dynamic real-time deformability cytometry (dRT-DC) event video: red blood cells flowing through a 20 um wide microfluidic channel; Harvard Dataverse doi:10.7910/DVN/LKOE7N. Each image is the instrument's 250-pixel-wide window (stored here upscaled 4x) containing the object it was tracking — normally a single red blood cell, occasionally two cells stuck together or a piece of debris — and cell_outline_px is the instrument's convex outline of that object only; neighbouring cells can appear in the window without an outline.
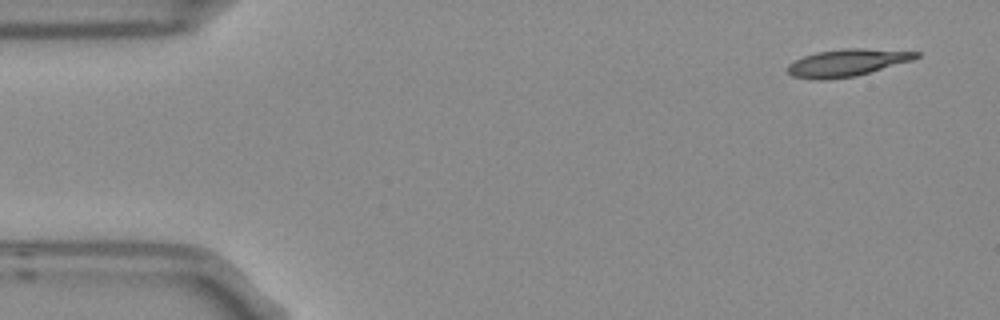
{"species": "Egyptian fruit bat (a non-hibernating species)", "species_latin": "Rousettus aegyptiacus", "temperature_condition": "room temperature", "stored_images_in_passage": 4, "camera_frame_rate_fps": 3000, "um_per_image_px": 0.085, "frame": {"image": 1, "passage_image": 1, "time_ms": 0.0, "image_size_px": [1000, 320], "cell_outline_px": [[920, 56], [912, 60], [856, 76], [824, 80], [816, 80], [792, 76], [784, 68], [788, 64], [804, 56], [816, 52], [844, 48], [864, 48], [920, 52]], "centroid_in_image_um": [71.96, 5.33], "position_along_channel_um": 13.0, "area_um2": 20.4}}
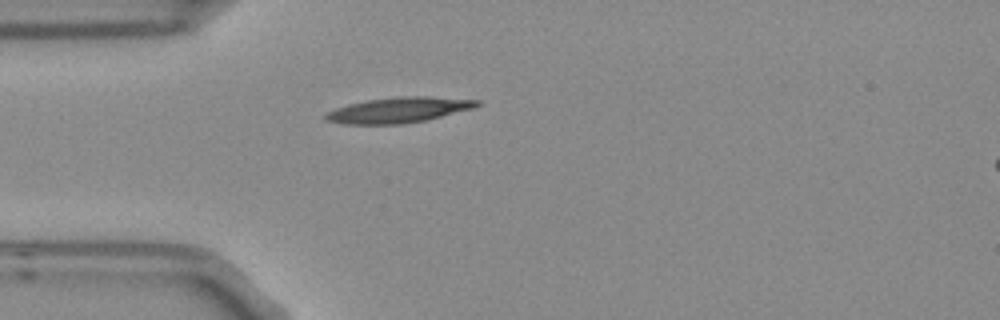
{"frame": {"image": 2, "passage_image": 4, "time_ms": 1.0, "image_size_px": [1000, 320], "cell_outline_px": [[480, 104], [472, 108], [424, 120], [404, 124], [344, 124], [324, 120], [324, 112], [348, 104], [368, 100], [396, 96], [428, 96], [480, 100]], "centroid_in_image_um": [33.81, 9.34], "position_along_channel_um": 51.2, "area_um2": 22.37}}